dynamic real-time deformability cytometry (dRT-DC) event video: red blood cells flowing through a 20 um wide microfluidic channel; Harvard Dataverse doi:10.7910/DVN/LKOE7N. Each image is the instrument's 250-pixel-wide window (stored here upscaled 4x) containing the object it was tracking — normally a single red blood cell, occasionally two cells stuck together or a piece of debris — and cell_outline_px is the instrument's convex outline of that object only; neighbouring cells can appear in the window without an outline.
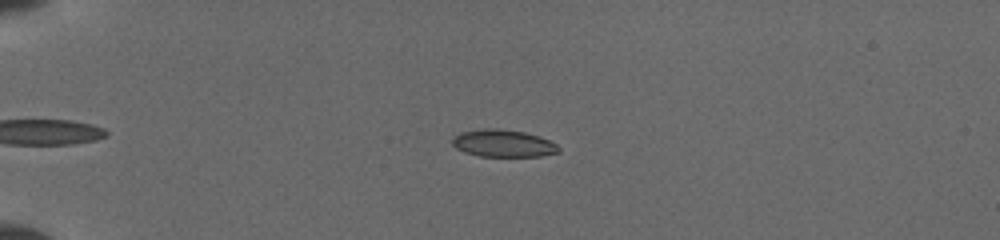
{"species": "common noctule bat (a hibernating species)", "species_latin": "Nyctalus noctula", "temperature_condition": "cold", "stored_images_in_passage": 26, "camera_frame_rate_fps": 3000, "um_per_image_px": 0.085, "animal": {"sex": "female", "body_mass_g": 19.5, "forearm_length_mm": 54.1}, "frame": {"image": 1, "passage_image": 11, "time_ms": 3.667, "image_size_px": [1000, 240], "cell_outline_px": [[560, 152], [540, 156], [480, 156], [464, 152], [456, 148], [452, 144], [452, 140], [460, 132], [488, 128], [496, 128], [524, 132], [540, 136], [556, 144], [560, 148]], "centroid_in_image_um": [42.79, 12.18], "position_along_channel_um": 42.2, "area_um2": 16.82}}
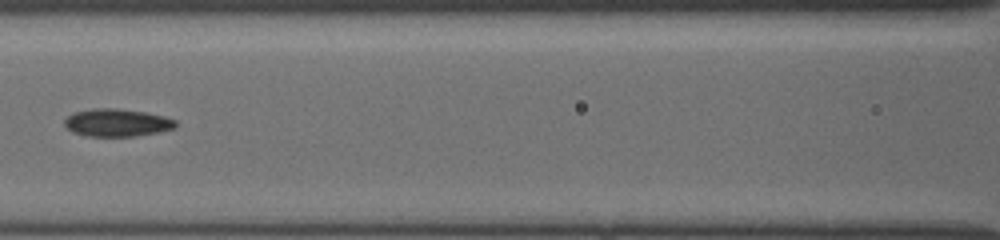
{"frame": {"image": 2, "passage_image": 15, "time_ms": 7.667, "image_size_px": [1000, 240], "cell_outline_px": [[176, 124], [172, 128], [156, 132], [136, 136], [88, 136], [72, 132], [64, 124], [64, 120], [68, 116], [76, 112], [96, 108], [116, 108], [144, 112], [164, 116], [176, 120]], "centroid_in_image_um": [9.92, 10.42], "position_along_channel_um": 156.7, "area_um2": 17.63}}
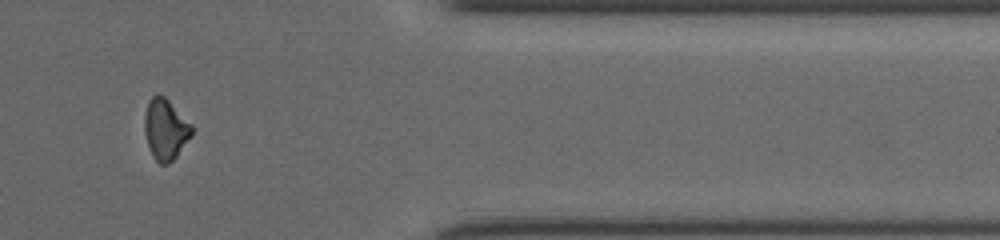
{"frame": {"image": 3, "passage_image": 22, "time_ms": 14.0, "image_size_px": [1000, 240], "cell_outline_px": [[192, 136], [176, 156], [168, 164], [160, 164], [152, 156], [144, 132], [144, 116], [148, 100], [152, 96], [164, 96], [192, 124]], "centroid_in_image_um": [14.06, 11.0], "position_along_channel_um": 397.3, "area_um2": 16.65}}